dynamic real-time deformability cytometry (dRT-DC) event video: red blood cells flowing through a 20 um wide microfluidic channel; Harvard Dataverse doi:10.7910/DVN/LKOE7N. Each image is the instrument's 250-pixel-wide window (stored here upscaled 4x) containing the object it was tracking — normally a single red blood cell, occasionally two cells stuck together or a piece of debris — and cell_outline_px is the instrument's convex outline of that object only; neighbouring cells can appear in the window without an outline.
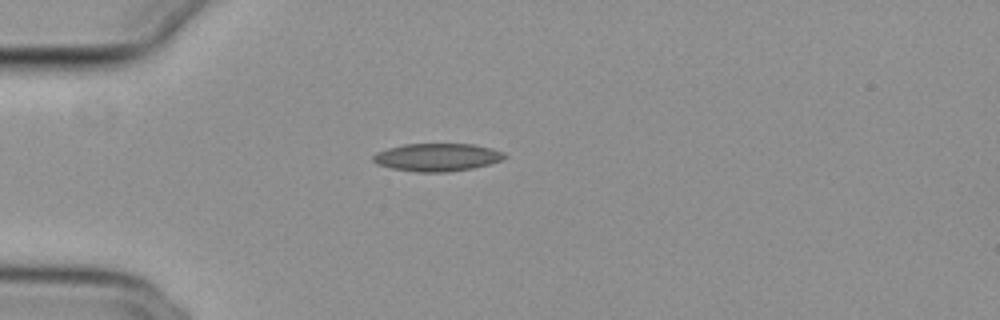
{"species": "common noctule bat (a hibernating species)", "species_latin": "Nyctalus noctula", "temperature_condition": "cold", "stored_images_in_passage": 40, "camera_frame_rate_fps": 3000, "um_per_image_px": 0.085, "animal": {"sex": "female", "body_mass_g": 29.2, "forearm_length_mm": 56.3}, "frame": {"image": 1, "passage_image": 1, "time_ms": 0.0, "image_size_px": [1000, 320], "cell_outline_px": [[508, 156], [500, 160], [488, 164], [472, 168], [448, 172], [416, 172], [392, 168], [376, 164], [372, 160], [372, 156], [376, 152], [388, 148], [404, 144], [472, 144], [492, 148], [504, 152]], "centroid_in_image_um": [37.14, 13.36], "position_along_channel_um": 47.9, "area_um2": 21.33}}
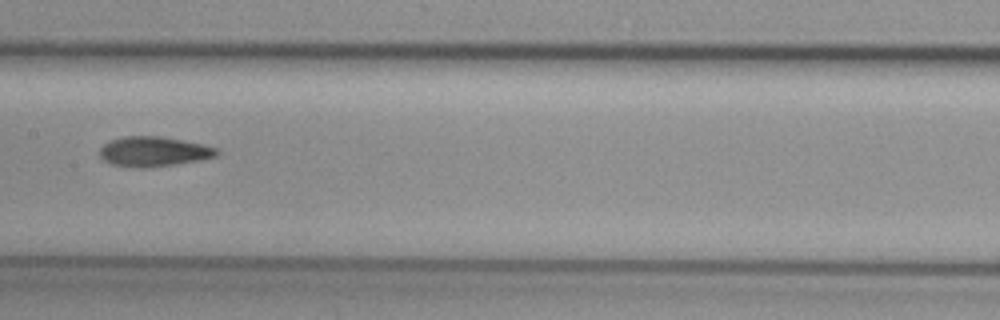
{"frame": {"image": 2, "passage_image": 14, "time_ms": 4.333, "image_size_px": [1000, 320], "cell_outline_px": [[220, 152], [216, 156], [200, 160], [144, 168], [132, 168], [112, 164], [104, 160], [100, 156], [100, 148], [104, 144], [112, 140], [124, 136], [160, 136], [204, 144], [216, 148]], "centroid_in_image_um": [13.06, 12.88], "position_along_channel_um": 194.3, "area_um2": 20.29}}
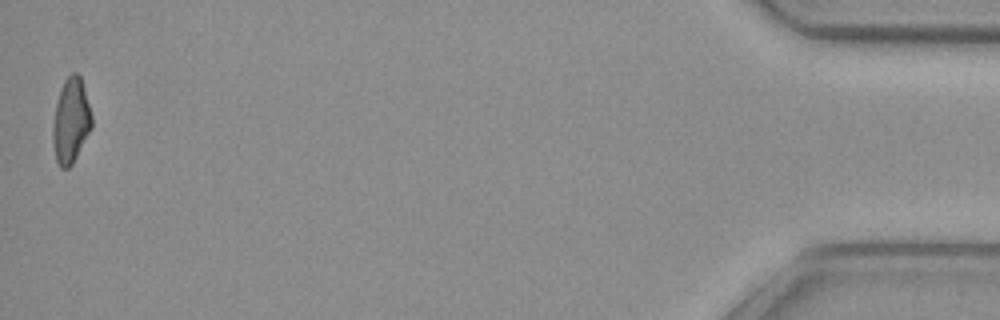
{"frame": {"image": 3, "passage_image": 40, "time_ms": 13.0, "image_size_px": [1000, 320], "cell_outline_px": [[92, 128], [72, 164], [68, 168], [60, 168], [56, 160], [52, 140], [52, 124], [56, 104], [60, 88], [64, 80], [72, 72], [76, 72], [80, 76], [84, 88], [92, 116]], "centroid_in_image_um": [6.01, 10.26], "position_along_channel_um": 429.2, "area_um2": 19.31}, "authors_computed_cell_mechanics": {"area_um2": 19.9988, "velocity_mm_per_s": 3.8044, "shape_relaxation_time_tau1_ms": null, "shape_relaxation_time_tau2_ms": 4.5031, "deformation_change_tau1": null, "deformation_change_tau2": 0.1201}}